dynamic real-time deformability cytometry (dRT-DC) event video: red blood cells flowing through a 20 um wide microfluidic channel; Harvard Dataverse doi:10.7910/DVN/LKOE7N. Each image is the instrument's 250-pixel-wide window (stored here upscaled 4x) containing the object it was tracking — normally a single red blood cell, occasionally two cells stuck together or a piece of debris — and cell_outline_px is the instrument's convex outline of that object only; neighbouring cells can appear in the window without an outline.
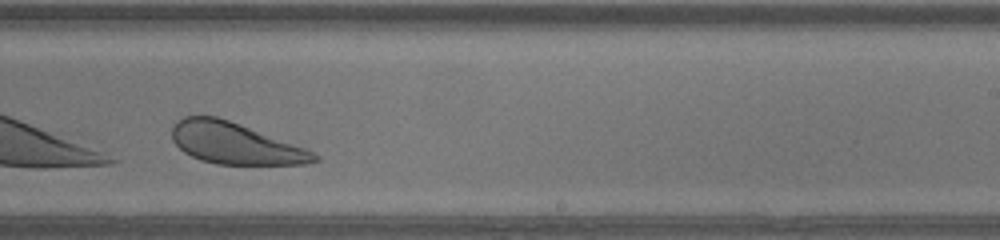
{"species": "human", "species_latin": "Homo sapiens", "temperature_condition": "warm", "stored_images_in_passage": 25, "camera_frame_rate_fps": 3000, "um_per_image_px": 0.085, "donor": {"sex": "male"}, "frame": {"image": 1, "passage_image": 18, "time_ms": 5.667, "image_size_px": [1000, 240], "cell_outline_px": [[320, 160], [304, 164], [216, 164], [200, 160], [184, 152], [172, 140], [172, 124], [176, 120], [184, 116], [216, 116], [228, 120], [308, 148], [320, 156]], "centroid_in_image_um": [19.99, 12.18], "position_along_channel_um": 269.0, "area_um2": 34.39}}